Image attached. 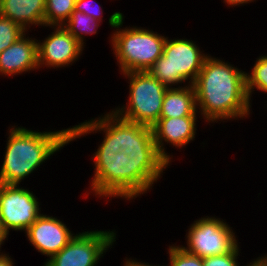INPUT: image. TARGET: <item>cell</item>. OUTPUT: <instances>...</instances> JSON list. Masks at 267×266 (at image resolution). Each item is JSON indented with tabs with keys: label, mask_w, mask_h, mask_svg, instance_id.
Returning a JSON list of instances; mask_svg holds the SVG:
<instances>
[{
	"label": "cell",
	"mask_w": 267,
	"mask_h": 266,
	"mask_svg": "<svg viewBox=\"0 0 267 266\" xmlns=\"http://www.w3.org/2000/svg\"><path fill=\"white\" fill-rule=\"evenodd\" d=\"M103 114L70 126L71 143L87 134H103L97 151L92 153L94 175L83 198H89L90 194L99 199H106L107 203L114 198L132 202L131 200L150 192L153 184L162 178L165 173L163 171L170 168V164L167 161L130 159L114 145V111L110 109Z\"/></svg>",
	"instance_id": "cell-1"
},
{
	"label": "cell",
	"mask_w": 267,
	"mask_h": 266,
	"mask_svg": "<svg viewBox=\"0 0 267 266\" xmlns=\"http://www.w3.org/2000/svg\"><path fill=\"white\" fill-rule=\"evenodd\" d=\"M9 235L10 234H8L6 229L3 227V223L0 218V253H4V251L1 250V247L4 245L5 241L8 240L7 238L9 237Z\"/></svg>",
	"instance_id": "cell-28"
},
{
	"label": "cell",
	"mask_w": 267,
	"mask_h": 266,
	"mask_svg": "<svg viewBox=\"0 0 267 266\" xmlns=\"http://www.w3.org/2000/svg\"><path fill=\"white\" fill-rule=\"evenodd\" d=\"M117 231L87 230L78 232L57 254L43 266H98L109 248L116 242Z\"/></svg>",
	"instance_id": "cell-8"
},
{
	"label": "cell",
	"mask_w": 267,
	"mask_h": 266,
	"mask_svg": "<svg viewBox=\"0 0 267 266\" xmlns=\"http://www.w3.org/2000/svg\"><path fill=\"white\" fill-rule=\"evenodd\" d=\"M0 14L29 32L44 27L45 0H0Z\"/></svg>",
	"instance_id": "cell-15"
},
{
	"label": "cell",
	"mask_w": 267,
	"mask_h": 266,
	"mask_svg": "<svg viewBox=\"0 0 267 266\" xmlns=\"http://www.w3.org/2000/svg\"><path fill=\"white\" fill-rule=\"evenodd\" d=\"M186 231V243L180 247L200 258L227 254L241 243L233 227L215 215L194 220Z\"/></svg>",
	"instance_id": "cell-7"
},
{
	"label": "cell",
	"mask_w": 267,
	"mask_h": 266,
	"mask_svg": "<svg viewBox=\"0 0 267 266\" xmlns=\"http://www.w3.org/2000/svg\"><path fill=\"white\" fill-rule=\"evenodd\" d=\"M101 22L95 20L93 17L86 15L83 12L74 10L69 20L63 25L64 28L77 39L84 47L86 46L85 38L87 35L98 34L97 30Z\"/></svg>",
	"instance_id": "cell-17"
},
{
	"label": "cell",
	"mask_w": 267,
	"mask_h": 266,
	"mask_svg": "<svg viewBox=\"0 0 267 266\" xmlns=\"http://www.w3.org/2000/svg\"><path fill=\"white\" fill-rule=\"evenodd\" d=\"M75 0H45L44 28L63 26L74 11Z\"/></svg>",
	"instance_id": "cell-18"
},
{
	"label": "cell",
	"mask_w": 267,
	"mask_h": 266,
	"mask_svg": "<svg viewBox=\"0 0 267 266\" xmlns=\"http://www.w3.org/2000/svg\"><path fill=\"white\" fill-rule=\"evenodd\" d=\"M175 244V245H174ZM169 244L167 254L169 264L167 266H203V258L185 251L180 245Z\"/></svg>",
	"instance_id": "cell-21"
},
{
	"label": "cell",
	"mask_w": 267,
	"mask_h": 266,
	"mask_svg": "<svg viewBox=\"0 0 267 266\" xmlns=\"http://www.w3.org/2000/svg\"><path fill=\"white\" fill-rule=\"evenodd\" d=\"M27 33L20 25L0 14V53Z\"/></svg>",
	"instance_id": "cell-20"
},
{
	"label": "cell",
	"mask_w": 267,
	"mask_h": 266,
	"mask_svg": "<svg viewBox=\"0 0 267 266\" xmlns=\"http://www.w3.org/2000/svg\"><path fill=\"white\" fill-rule=\"evenodd\" d=\"M208 55L196 41L167 37L162 56L148 71L168 88L182 87L194 83Z\"/></svg>",
	"instance_id": "cell-5"
},
{
	"label": "cell",
	"mask_w": 267,
	"mask_h": 266,
	"mask_svg": "<svg viewBox=\"0 0 267 266\" xmlns=\"http://www.w3.org/2000/svg\"><path fill=\"white\" fill-rule=\"evenodd\" d=\"M0 169L1 184L24 182L55 153L71 144V130L39 131L11 125Z\"/></svg>",
	"instance_id": "cell-3"
},
{
	"label": "cell",
	"mask_w": 267,
	"mask_h": 266,
	"mask_svg": "<svg viewBox=\"0 0 267 266\" xmlns=\"http://www.w3.org/2000/svg\"><path fill=\"white\" fill-rule=\"evenodd\" d=\"M74 10L83 12L99 22H103V7L95 0H75Z\"/></svg>",
	"instance_id": "cell-23"
},
{
	"label": "cell",
	"mask_w": 267,
	"mask_h": 266,
	"mask_svg": "<svg viewBox=\"0 0 267 266\" xmlns=\"http://www.w3.org/2000/svg\"><path fill=\"white\" fill-rule=\"evenodd\" d=\"M125 260V261H124ZM122 266H167V265H159V264H149L148 262L138 261L136 258H124Z\"/></svg>",
	"instance_id": "cell-24"
},
{
	"label": "cell",
	"mask_w": 267,
	"mask_h": 266,
	"mask_svg": "<svg viewBox=\"0 0 267 266\" xmlns=\"http://www.w3.org/2000/svg\"><path fill=\"white\" fill-rule=\"evenodd\" d=\"M114 145L133 161H166L157 150L152 128L127 121L115 112Z\"/></svg>",
	"instance_id": "cell-10"
},
{
	"label": "cell",
	"mask_w": 267,
	"mask_h": 266,
	"mask_svg": "<svg viewBox=\"0 0 267 266\" xmlns=\"http://www.w3.org/2000/svg\"><path fill=\"white\" fill-rule=\"evenodd\" d=\"M246 266H267V258L264 255H259V257L254 258L250 263H247Z\"/></svg>",
	"instance_id": "cell-27"
},
{
	"label": "cell",
	"mask_w": 267,
	"mask_h": 266,
	"mask_svg": "<svg viewBox=\"0 0 267 266\" xmlns=\"http://www.w3.org/2000/svg\"><path fill=\"white\" fill-rule=\"evenodd\" d=\"M14 260L9 253H0V266H15Z\"/></svg>",
	"instance_id": "cell-26"
},
{
	"label": "cell",
	"mask_w": 267,
	"mask_h": 266,
	"mask_svg": "<svg viewBox=\"0 0 267 266\" xmlns=\"http://www.w3.org/2000/svg\"><path fill=\"white\" fill-rule=\"evenodd\" d=\"M75 235L63 220L44 212L25 232L30 245L46 256V261L60 252Z\"/></svg>",
	"instance_id": "cell-12"
},
{
	"label": "cell",
	"mask_w": 267,
	"mask_h": 266,
	"mask_svg": "<svg viewBox=\"0 0 267 266\" xmlns=\"http://www.w3.org/2000/svg\"><path fill=\"white\" fill-rule=\"evenodd\" d=\"M256 2V0H223V3H225V6L228 5V7H240V6H245V4H250V3Z\"/></svg>",
	"instance_id": "cell-25"
},
{
	"label": "cell",
	"mask_w": 267,
	"mask_h": 266,
	"mask_svg": "<svg viewBox=\"0 0 267 266\" xmlns=\"http://www.w3.org/2000/svg\"><path fill=\"white\" fill-rule=\"evenodd\" d=\"M124 19L120 11L113 12L108 18V25L114 31L108 38L119 73L148 71L162 56L167 36L145 27H122Z\"/></svg>",
	"instance_id": "cell-4"
},
{
	"label": "cell",
	"mask_w": 267,
	"mask_h": 266,
	"mask_svg": "<svg viewBox=\"0 0 267 266\" xmlns=\"http://www.w3.org/2000/svg\"><path fill=\"white\" fill-rule=\"evenodd\" d=\"M192 85L198 113L207 125L243 120L252 114L246 71L222 58L209 54Z\"/></svg>",
	"instance_id": "cell-2"
},
{
	"label": "cell",
	"mask_w": 267,
	"mask_h": 266,
	"mask_svg": "<svg viewBox=\"0 0 267 266\" xmlns=\"http://www.w3.org/2000/svg\"><path fill=\"white\" fill-rule=\"evenodd\" d=\"M199 116L192 84L168 88L163 97L160 118Z\"/></svg>",
	"instance_id": "cell-16"
},
{
	"label": "cell",
	"mask_w": 267,
	"mask_h": 266,
	"mask_svg": "<svg viewBox=\"0 0 267 266\" xmlns=\"http://www.w3.org/2000/svg\"><path fill=\"white\" fill-rule=\"evenodd\" d=\"M27 32L0 53V76L7 78L39 70L38 41Z\"/></svg>",
	"instance_id": "cell-14"
},
{
	"label": "cell",
	"mask_w": 267,
	"mask_h": 266,
	"mask_svg": "<svg viewBox=\"0 0 267 266\" xmlns=\"http://www.w3.org/2000/svg\"><path fill=\"white\" fill-rule=\"evenodd\" d=\"M241 246L238 244L231 252L203 258V266H240L238 259Z\"/></svg>",
	"instance_id": "cell-22"
},
{
	"label": "cell",
	"mask_w": 267,
	"mask_h": 266,
	"mask_svg": "<svg viewBox=\"0 0 267 266\" xmlns=\"http://www.w3.org/2000/svg\"><path fill=\"white\" fill-rule=\"evenodd\" d=\"M38 197L29 188L0 183V218L3 227L24 233L42 214Z\"/></svg>",
	"instance_id": "cell-9"
},
{
	"label": "cell",
	"mask_w": 267,
	"mask_h": 266,
	"mask_svg": "<svg viewBox=\"0 0 267 266\" xmlns=\"http://www.w3.org/2000/svg\"><path fill=\"white\" fill-rule=\"evenodd\" d=\"M128 79L129 95L121 107L111 110L119 117L152 128L160 118L163 97L168 87L149 71L122 73Z\"/></svg>",
	"instance_id": "cell-6"
},
{
	"label": "cell",
	"mask_w": 267,
	"mask_h": 266,
	"mask_svg": "<svg viewBox=\"0 0 267 266\" xmlns=\"http://www.w3.org/2000/svg\"><path fill=\"white\" fill-rule=\"evenodd\" d=\"M254 62L252 71L246 72V91L250 103L255 89L267 94V54L257 57Z\"/></svg>",
	"instance_id": "cell-19"
},
{
	"label": "cell",
	"mask_w": 267,
	"mask_h": 266,
	"mask_svg": "<svg viewBox=\"0 0 267 266\" xmlns=\"http://www.w3.org/2000/svg\"><path fill=\"white\" fill-rule=\"evenodd\" d=\"M198 116H183L173 118H159L152 127L153 138L159 154L170 164L173 155L168 153L165 146L170 145L177 149L186 148L195 140ZM166 143V145H165Z\"/></svg>",
	"instance_id": "cell-13"
},
{
	"label": "cell",
	"mask_w": 267,
	"mask_h": 266,
	"mask_svg": "<svg viewBox=\"0 0 267 266\" xmlns=\"http://www.w3.org/2000/svg\"><path fill=\"white\" fill-rule=\"evenodd\" d=\"M52 28L48 36L38 41L39 69L68 68L79 60L84 53V46L75 39L64 26ZM42 41V42H41Z\"/></svg>",
	"instance_id": "cell-11"
}]
</instances>
